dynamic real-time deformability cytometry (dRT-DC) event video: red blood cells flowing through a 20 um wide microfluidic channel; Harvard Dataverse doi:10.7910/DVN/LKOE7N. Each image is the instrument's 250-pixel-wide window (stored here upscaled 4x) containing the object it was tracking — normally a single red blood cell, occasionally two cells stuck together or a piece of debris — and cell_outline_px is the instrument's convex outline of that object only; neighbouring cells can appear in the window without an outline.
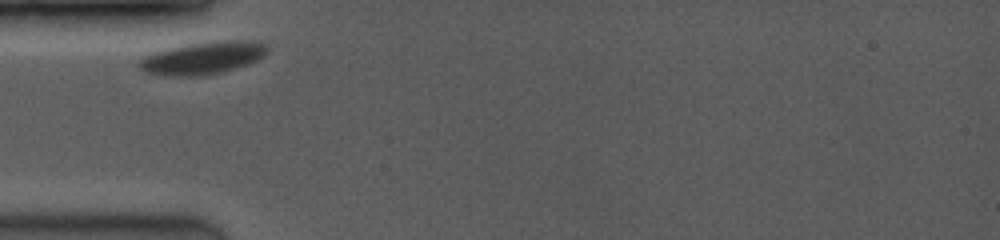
{"species": "common noctule bat (a hibernating species)", "species_latin": "Nyctalus noctula", "temperature_condition": "room temperature", "stored_images_in_passage": 5, "camera_frame_rate_fps": 3500, "um_per_image_px": 0.085, "animal": {"sex": "female", "body_mass_g": 19.0, "forearm_length_mm": 53.3}, "frame": {"image": 1, "passage_image": 1, "time_ms": 0.0, "image_size_px": [1000, 240], "cell_outline_px": [[268, 52], [264, 56], [248, 64], [220, 72], [200, 76], [168, 76], [144, 72], [136, 68], [140, 60], [144, 56], [152, 52], [168, 48], [188, 44], [232, 40], [256, 40], [264, 44], [268, 48]], "centroid_in_image_um": [17.21, 4.93], "position_along_channel_um": 67.8, "area_um2": 24.28}}
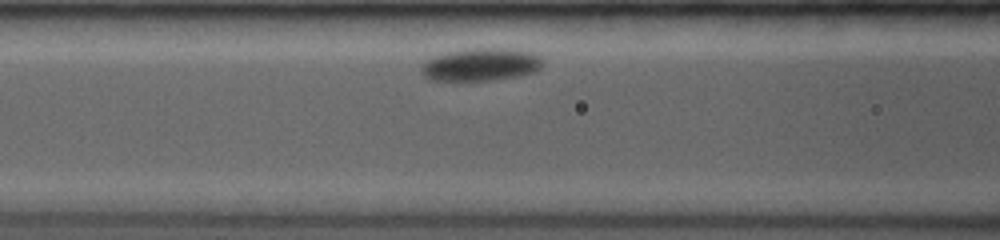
{"frame": {"image": 2, "passage_image": 4, "time_ms": 1.714, "image_size_px": [1000, 240], "cell_outline_px": [[544, 64], [536, 72], [520, 76], [496, 80], [428, 80], [420, 72], [420, 68], [424, 60], [448, 52], [464, 48], [512, 48], [532, 52], [540, 56], [544, 60]], "centroid_in_image_um": [40.91, 5.48], "position_along_channel_um": 125.7, "area_um2": 23.7}}